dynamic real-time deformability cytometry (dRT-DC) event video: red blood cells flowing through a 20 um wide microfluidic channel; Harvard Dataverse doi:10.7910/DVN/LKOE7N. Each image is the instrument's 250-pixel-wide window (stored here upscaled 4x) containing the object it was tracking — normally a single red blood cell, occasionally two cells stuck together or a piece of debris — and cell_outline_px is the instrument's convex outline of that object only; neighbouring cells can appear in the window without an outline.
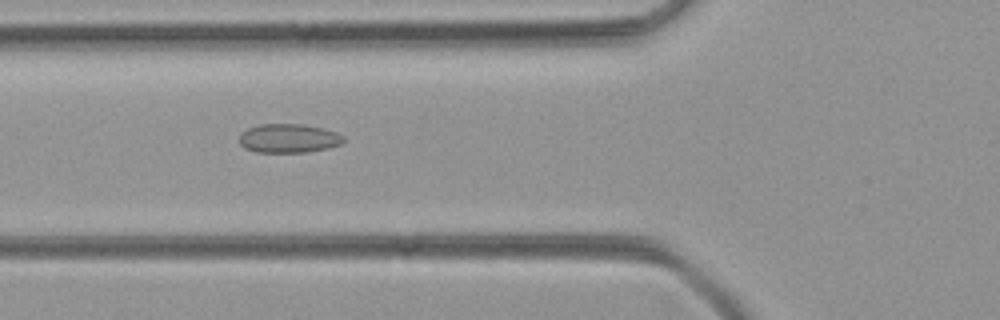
{"species": "common noctule bat (a hibernating species)", "species_latin": "Nyctalus noctula", "temperature_condition": "room temperature", "stored_images_in_passage": 51, "camera_frame_rate_fps": 3000, "um_per_image_px": 0.085, "animal": {"sex": "female", "body_mass_g": 21.9}, "frame": {"image": 1, "passage_image": 19, "time_ms": 6.0, "image_size_px": [1000, 320], "cell_outline_px": [[344, 140], [340, 144], [328, 148], [308, 152], [256, 152], [244, 148], [240, 144], [240, 132], [248, 128], [260, 124], [304, 124], [324, 128], [336, 132], [344, 136]], "centroid_in_image_um": [24.53, 11.75], "position_along_channel_um": 101.3, "area_um2": 17.69}}
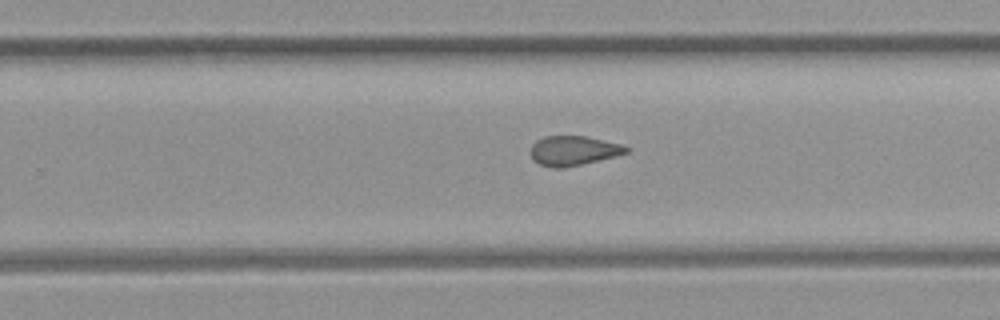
{"frame": {"image": 2, "passage_image": 32, "time_ms": 10.333, "image_size_px": [1000, 320], "cell_outline_px": [[632, 148], [628, 152], [616, 156], [580, 164], [560, 168], [552, 168], [540, 164], [532, 160], [532, 144], [536, 140], [544, 136], [584, 136], [620, 144]], "centroid_in_image_um": [48.74, 12.8], "position_along_channel_um": 281.1, "area_um2": 16.3}}
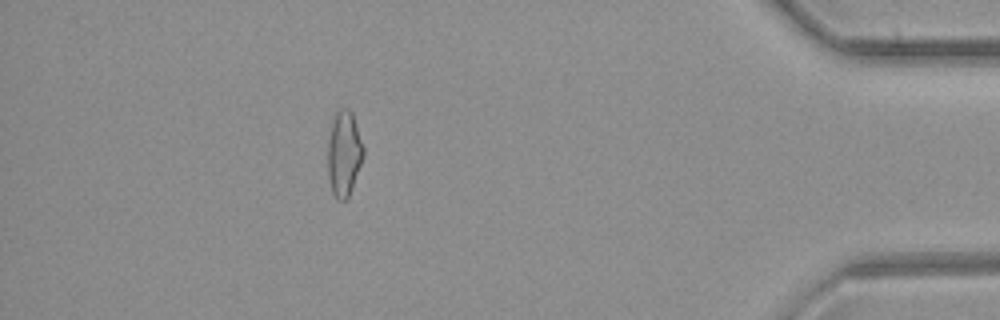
{"frame": {"image": 3, "passage_image": 45, "time_ms": 14.667, "image_size_px": [1000, 320], "cell_outline_px": [[364, 156], [348, 196], [344, 200], [336, 200], [332, 192], [328, 176], [328, 140], [336, 108], [348, 108], [352, 112], [364, 148]], "centroid_in_image_um": [29.23, 13.02], "position_along_channel_um": 406.0, "area_um2": 17.63}}